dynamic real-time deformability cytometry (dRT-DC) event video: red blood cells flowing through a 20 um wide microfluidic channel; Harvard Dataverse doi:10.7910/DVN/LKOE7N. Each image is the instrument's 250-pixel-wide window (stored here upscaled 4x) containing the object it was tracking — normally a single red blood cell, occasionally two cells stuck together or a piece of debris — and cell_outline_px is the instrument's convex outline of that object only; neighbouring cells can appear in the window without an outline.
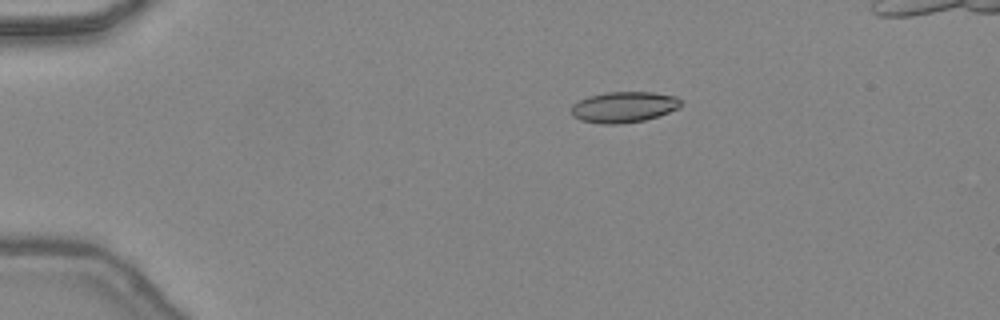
{"species": "common noctule bat (a hibernating species)", "species_latin": "Nyctalus noctula", "temperature_condition": "warm", "stored_images_in_passage": 39, "segment_of_instrument_passage": [1, 2], "camera_frame_rate_fps": 3000, "um_per_image_px": 0.085, "animal": {"sex": "female", "body_mass_g": 24.6, "forearm_length_mm": 56.2}, "frame": {"image": 1, "passage_image": 1, "time_ms": 0.0, "image_size_px": [1000, 320], "cell_outline_px": [[680, 108], [660, 116], [644, 120], [620, 124], [600, 124], [580, 120], [572, 116], [572, 104], [588, 96], [604, 92], [652, 92], [676, 96], [680, 100]], "centroid_in_image_um": [53.02, 9.1], "position_along_channel_um": 32.0, "area_um2": 19.88}}
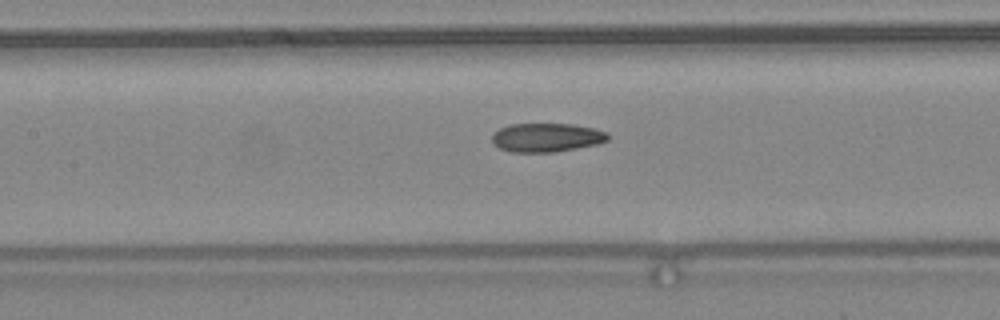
{"frame": {"image": 2, "passage_image": 14, "time_ms": 4.333, "image_size_px": [1000, 320], "cell_outline_px": [[608, 140], [596, 144], [556, 152], [512, 152], [500, 148], [492, 140], [492, 136], [500, 128], [508, 124], [572, 124], [592, 128], [608, 132]], "centroid_in_image_um": [46.46, 11.68], "position_along_channel_um": 160.9, "area_um2": 19.25}}
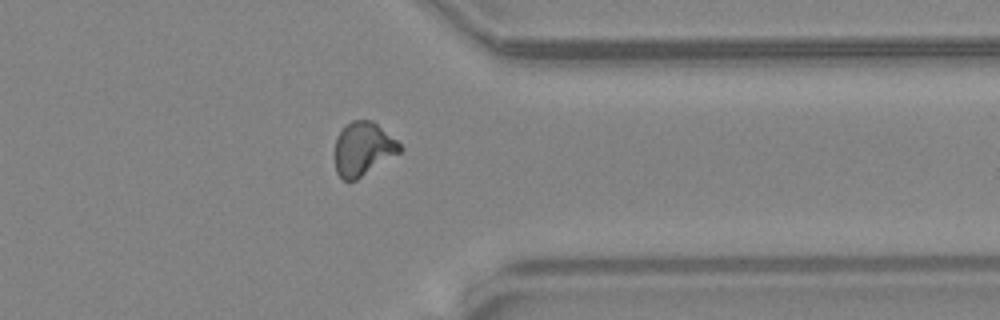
{"frame": {"image": 3, "passage_image": 29, "time_ms": 9.333, "image_size_px": [1000, 320], "cell_outline_px": [[404, 148], [400, 152], [356, 180], [344, 180], [336, 172], [336, 136], [344, 124], [352, 120], [372, 120], [396, 140]], "centroid_in_image_um": [30.85, 12.63], "position_along_channel_um": 380.5, "area_um2": 20.11}}